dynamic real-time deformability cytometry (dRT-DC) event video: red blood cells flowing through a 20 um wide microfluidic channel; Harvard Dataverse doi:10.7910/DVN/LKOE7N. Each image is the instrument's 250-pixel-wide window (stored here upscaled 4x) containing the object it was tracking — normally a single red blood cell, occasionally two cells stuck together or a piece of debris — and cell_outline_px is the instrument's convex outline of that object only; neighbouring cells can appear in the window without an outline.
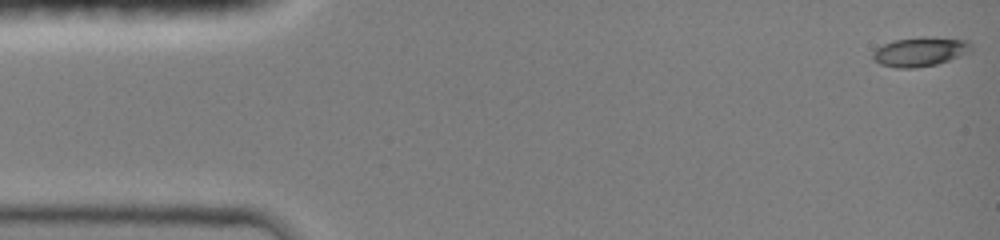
{"species": "common noctule bat (a hibernating species)", "species_latin": "Nyctalus noctula", "temperature_condition": "room temperature", "stored_images_in_passage": 39, "camera_frame_rate_fps": 3000, "um_per_image_px": 0.085, "animal": {"sex": "female", "body_mass_g": 19.0, "forearm_length_mm": 51.5}, "frame": {"image": 1, "passage_image": 1, "time_ms": 0.0, "image_size_px": [1000, 240], "cell_outline_px": [[972, 52], [936, 64], [916, 68], [896, 68], [880, 64], [872, 56], [872, 52], [876, 48], [884, 44], [896, 40], [920, 36], [932, 36], [968, 40], [972, 44]], "centroid_in_image_um": [78.25, 4.38], "position_along_channel_um": 6.7, "area_um2": 16.99}}
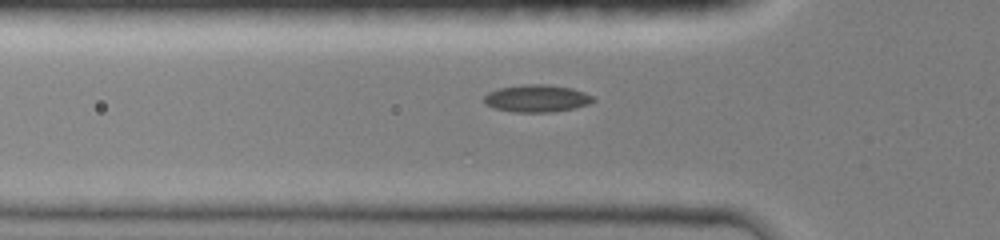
{"frame": {"image": 2, "passage_image": 26, "time_ms": 4.667, "image_size_px": [1000, 240], "cell_outline_px": [[596, 100], [588, 104], [572, 108], [552, 112], [516, 112], [492, 108], [484, 104], [484, 96], [488, 92], [500, 88], [524, 84], [548, 84], [572, 88], [584, 92], [592, 96]], "centroid_in_image_um": [45.6, 8.36], "position_along_channel_um": 80.2, "area_um2": 17.4}}
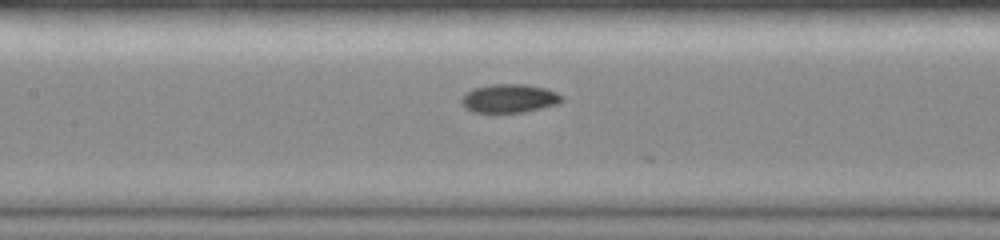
{"frame": {"image": 3, "passage_image": 37, "time_ms": 6.667, "image_size_px": [1000, 240], "cell_outline_px": [[564, 100], [560, 104], [524, 112], [472, 112], [460, 104], [460, 100], [468, 92], [476, 88], [488, 84], [528, 84], [544, 88], [556, 92], [564, 96]], "centroid_in_image_um": [43.34, 8.36], "position_along_channel_um": 164.1, "area_um2": 16.82}}